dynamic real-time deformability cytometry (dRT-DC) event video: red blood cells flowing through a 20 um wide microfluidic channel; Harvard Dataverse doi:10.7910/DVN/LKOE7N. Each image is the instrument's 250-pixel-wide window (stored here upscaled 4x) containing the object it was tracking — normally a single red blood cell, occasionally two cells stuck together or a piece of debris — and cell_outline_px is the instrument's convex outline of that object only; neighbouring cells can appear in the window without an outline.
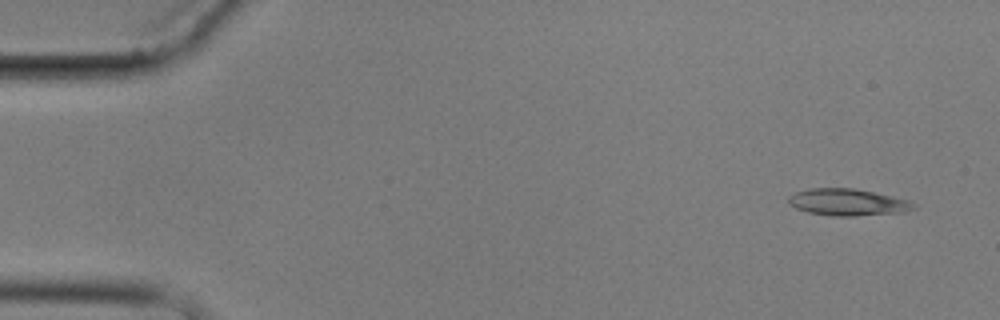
{"species": "common noctule bat (a hibernating species)", "species_latin": "Nyctalus noctula", "temperature_condition": "cold", "stored_images_in_passage": 5, "camera_frame_rate_fps": 3000, "um_per_image_px": 0.085, "animal": {"sex": "male", "body_mass_g": 17.9}, "frame": {"image": 1, "passage_image": 1, "time_ms": 0.0, "image_size_px": [1000, 320], "cell_outline_px": [[916, 208], [904, 212], [856, 216], [832, 216], [808, 212], [796, 208], [788, 204], [788, 196], [796, 192], [808, 188], [852, 188], [892, 196], [908, 200], [916, 204]], "centroid_in_image_um": [72.04, 17.19], "position_along_channel_um": 13.0, "area_um2": 19.59}}
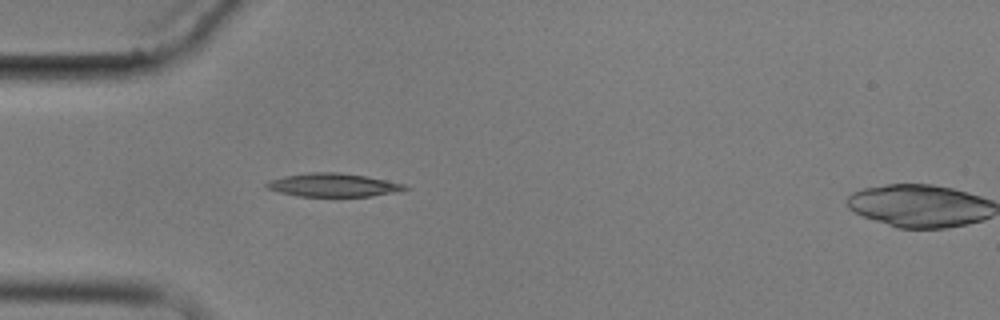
{"frame": {"image": 2, "passage_image": 4, "time_ms": 4.333, "image_size_px": [1000, 320], "cell_outline_px": [[412, 188], [372, 196], [296, 196], [280, 192], [268, 188], [264, 184], [268, 180], [284, 176], [308, 172], [340, 172], [368, 176], [404, 184]], "centroid_in_image_um": [28.3, 15.71], "position_along_channel_um": 56.7, "area_um2": 18.84}}